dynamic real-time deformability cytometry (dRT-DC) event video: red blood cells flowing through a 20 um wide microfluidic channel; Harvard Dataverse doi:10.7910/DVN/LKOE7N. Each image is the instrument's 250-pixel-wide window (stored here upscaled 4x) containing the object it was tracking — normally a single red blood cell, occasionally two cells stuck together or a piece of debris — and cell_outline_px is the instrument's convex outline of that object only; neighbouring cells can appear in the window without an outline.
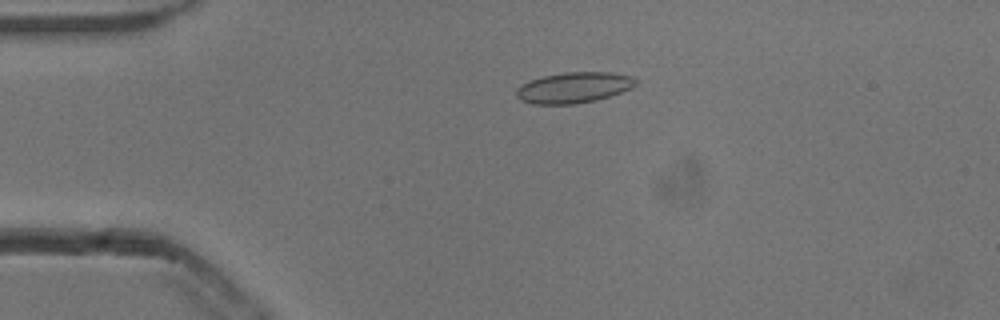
{"species": "common noctule bat (a hibernating species)", "species_latin": "Nyctalus noctula", "temperature_condition": "cold", "stored_images_in_passage": 50, "camera_frame_rate_fps": 3000, "um_per_image_px": 0.085, "animal": {"sex": "male", "body_mass_g": 13.3}, "frame": {"image": 1, "passage_image": 9, "time_ms": 2.667, "image_size_px": [1000, 320], "cell_outline_px": [[636, 84], [632, 88], [596, 100], [576, 104], [532, 104], [520, 100], [516, 96], [516, 88], [520, 84], [544, 76], [564, 72], [612, 72], [632, 76], [636, 80]], "centroid_in_image_um": [48.75, 7.44], "position_along_channel_um": 36.2, "area_um2": 21.44}}
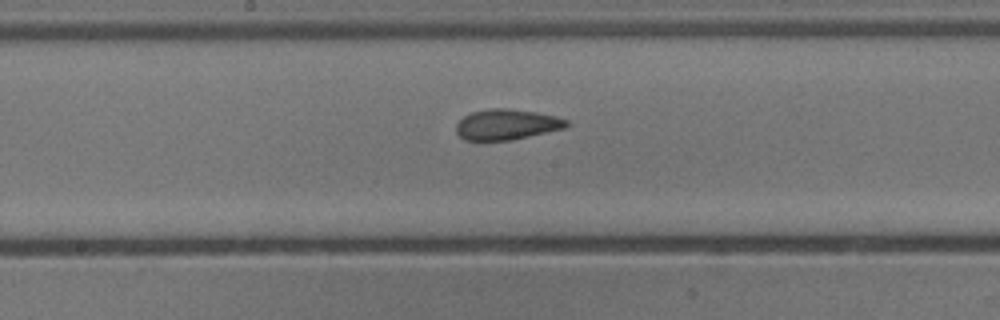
{"frame": {"image": 2, "passage_image": 25, "time_ms": 8.0, "image_size_px": [1000, 320], "cell_outline_px": [[568, 124], [564, 128], [512, 140], [464, 140], [456, 132], [456, 124], [464, 116], [472, 112], [492, 108], [508, 108], [536, 112], [556, 116], [568, 120]], "centroid_in_image_um": [43.06, 10.58], "position_along_channel_um": 205.1, "area_um2": 19.54}}
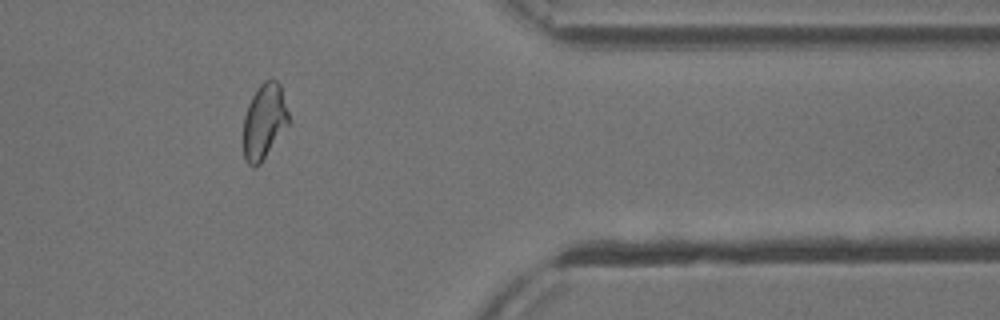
{"frame": {"image": 3, "passage_image": 41, "time_ms": 13.333, "image_size_px": [1000, 320], "cell_outline_px": [[288, 124], [260, 164], [256, 168], [252, 168], [244, 160], [244, 116], [248, 104], [256, 88], [264, 80], [272, 76], [280, 84], [288, 112]], "centroid_in_image_um": [22.44, 10.29], "position_along_channel_um": 389.0, "area_um2": 19.88}, "authors_computed_cell_mechanics": {"area_um2": 20.2878, "velocity_mm_per_s": 3.8447, "shape_relaxation_time_tau1_ms": 8.2908, "shape_relaxation_time_tau2_ms": 1.7681, "deformation_change_tau1": 0.1533, "deformation_change_tau2": 0.0572}}